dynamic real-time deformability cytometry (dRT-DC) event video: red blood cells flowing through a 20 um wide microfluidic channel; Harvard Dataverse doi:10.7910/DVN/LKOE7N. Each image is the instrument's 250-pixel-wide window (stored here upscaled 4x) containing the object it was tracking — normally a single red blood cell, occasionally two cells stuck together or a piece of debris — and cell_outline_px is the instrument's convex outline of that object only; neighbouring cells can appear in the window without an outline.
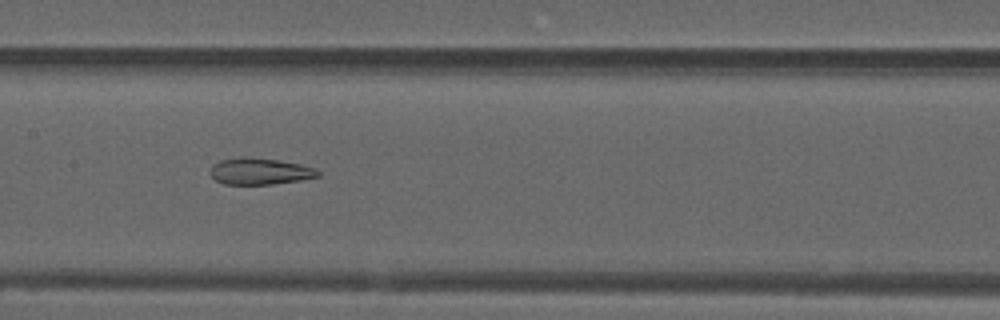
{"species": "common noctule bat (a hibernating species)", "species_latin": "Nyctalus noctula", "temperature_condition": "warm", "stored_images_in_passage": 54, "camera_frame_rate_fps": 3000, "um_per_image_px": 0.085, "animal": {"sex": "male", "forearm_length_mm": 52.5}, "frame": {"image": 1, "passage_image": 27, "time_ms": 8.667, "image_size_px": [1000, 320], "cell_outline_px": [[320, 176], [300, 180], [272, 184], [224, 184], [216, 180], [208, 172], [212, 164], [220, 160], [240, 156], [244, 156], [276, 160], [300, 164], [316, 168], [320, 172]], "centroid_in_image_um": [22.05, 14.55], "position_along_channel_um": 185.3, "area_um2": 16.76}}
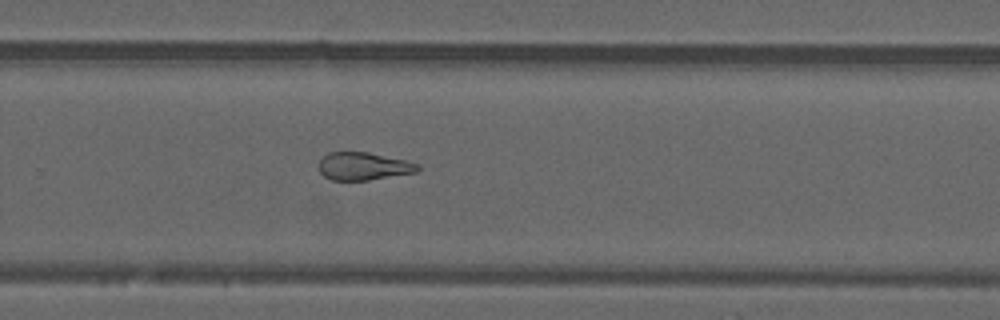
{"frame": {"image": 2, "passage_image": 36, "time_ms": 11.667, "image_size_px": [1000, 320], "cell_outline_px": [[420, 168], [416, 172], [368, 180], [332, 180], [324, 176], [320, 172], [320, 160], [328, 152], [368, 152], [404, 160], [420, 164]], "centroid_in_image_um": [30.9, 14.13], "position_along_channel_um": 298.9, "area_um2": 15.84}}
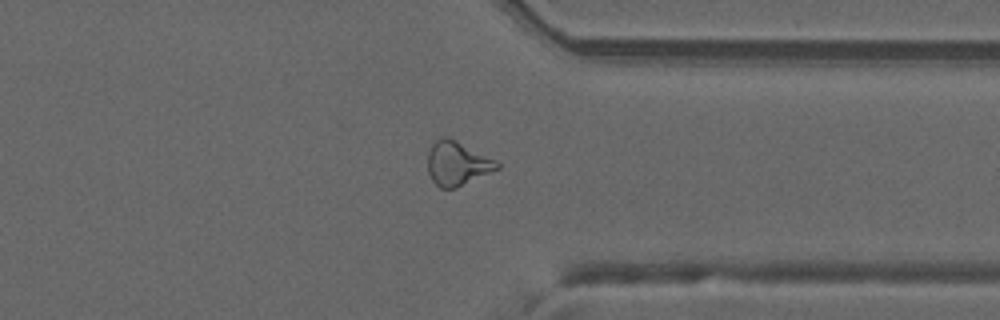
{"frame": {"image": 3, "passage_image": 42, "time_ms": 13.667, "image_size_px": [1000, 320], "cell_outline_px": [[500, 168], [456, 188], [440, 188], [432, 180], [428, 172], [428, 152], [432, 144], [440, 136], [444, 136], [456, 140], [496, 160], [500, 164]], "centroid_in_image_um": [38.86, 13.89], "position_along_channel_um": 372.5, "area_um2": 17.74}, "authors_computed_cell_mechanics": {"area_um2": 19.7098, "velocity_mm_per_s": 3.8108, "shape_relaxation_time_tau1_ms": null, "shape_relaxation_time_tau2_ms": 2.2578, "deformation_change_tau1": null, "deformation_change_tau2": 0.116}}